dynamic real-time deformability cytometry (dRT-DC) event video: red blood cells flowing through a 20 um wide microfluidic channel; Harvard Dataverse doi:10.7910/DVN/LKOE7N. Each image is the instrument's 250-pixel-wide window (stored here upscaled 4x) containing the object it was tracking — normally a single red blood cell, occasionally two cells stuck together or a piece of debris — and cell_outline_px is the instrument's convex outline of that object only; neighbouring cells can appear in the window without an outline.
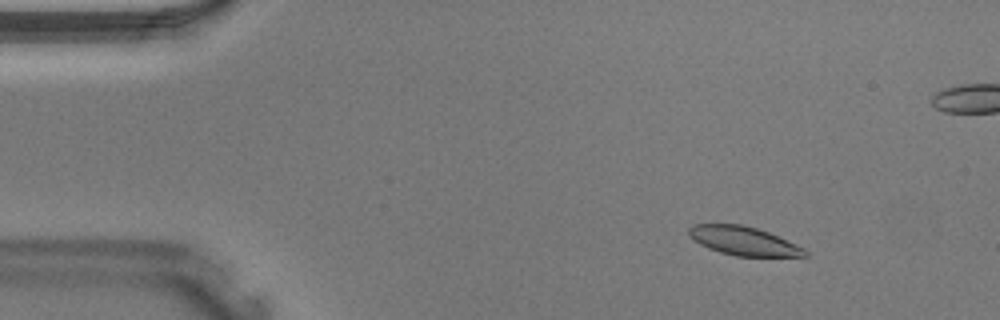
{"species": "Egyptian fruit bat (a non-hibernating species)", "species_latin": "Rousettus aegyptiacus", "temperature_condition": "warm", "stored_images_in_passage": 41, "camera_frame_rate_fps": 3000, "um_per_image_px": 0.085, "animal": {"sex": "male"}, "frame": {"image": 1, "passage_image": 5, "time_ms": 1.333, "image_size_px": [1000, 320], "cell_outline_px": [[808, 256], [736, 256], [720, 252], [708, 248], [700, 244], [688, 236], [688, 228], [692, 224], [740, 224], [756, 228], [768, 232], [804, 248], [808, 252]], "centroid_in_image_um": [63.16, 20.47], "position_along_channel_um": 21.8, "area_um2": 19.31}}
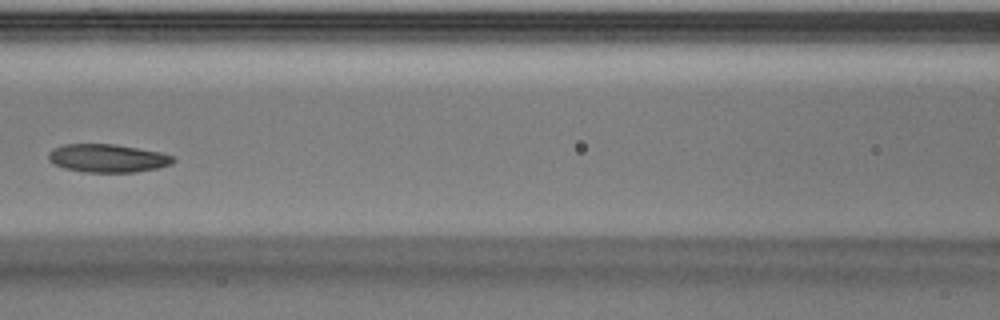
{"frame": {"image": 2, "passage_image": 18, "time_ms": 5.667, "image_size_px": [1000, 320], "cell_outline_px": [[176, 160], [172, 164], [156, 168], [136, 172], [84, 172], [64, 168], [48, 160], [48, 152], [52, 148], [64, 144], [116, 144], [160, 152], [172, 156]], "centroid_in_image_um": [9.13, 13.44], "position_along_channel_um": 157.5, "area_um2": 20.52}}
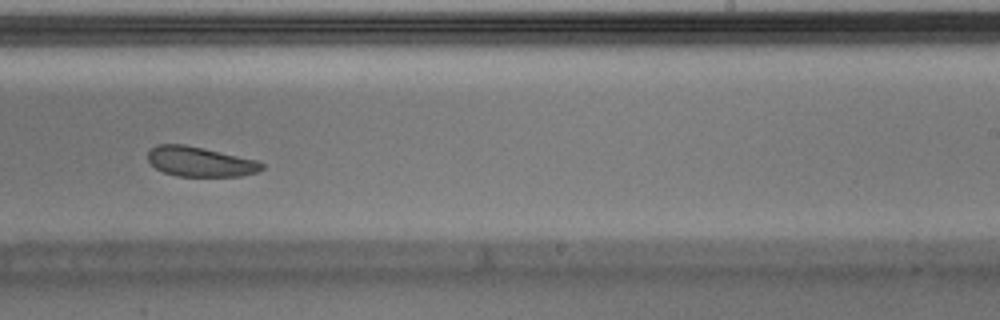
{"frame": {"image": 3, "passage_image": 25, "time_ms": 8.0, "image_size_px": [1000, 320], "cell_outline_px": [[264, 168], [256, 172], [240, 176], [176, 176], [164, 172], [156, 168], [148, 160], [148, 152], [156, 144], [184, 144], [204, 148], [256, 160], [264, 164]], "centroid_in_image_um": [16.99, 13.74], "position_along_channel_um": 272.0, "area_um2": 19.71}}